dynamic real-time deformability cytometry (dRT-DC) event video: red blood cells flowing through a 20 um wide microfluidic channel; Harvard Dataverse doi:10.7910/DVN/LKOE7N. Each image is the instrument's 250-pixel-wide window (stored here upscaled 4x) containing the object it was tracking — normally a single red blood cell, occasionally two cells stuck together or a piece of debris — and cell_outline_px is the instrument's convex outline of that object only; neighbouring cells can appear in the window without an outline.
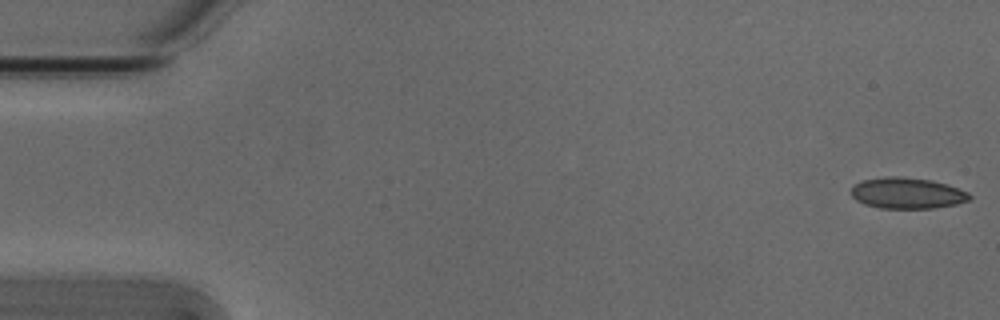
{"species": "Egyptian fruit bat (a non-hibernating species)", "species_latin": "Rousettus aegyptiacus", "temperature_condition": "cold", "stored_images_in_passage": 5, "camera_frame_rate_fps": 3000, "um_per_image_px": 0.085, "animal": {"sex": "male"}, "frame": {"image": 1, "passage_image": 1, "time_ms": 0.0, "image_size_px": [1000, 320], "cell_outline_px": [[972, 196], [968, 200], [956, 204], [932, 208], [880, 208], [864, 204], [856, 200], [848, 192], [852, 184], [860, 180], [884, 176], [904, 176], [932, 180], [968, 192]], "centroid_in_image_um": [77.01, 16.4], "position_along_channel_um": 8.0, "area_um2": 21.68}}
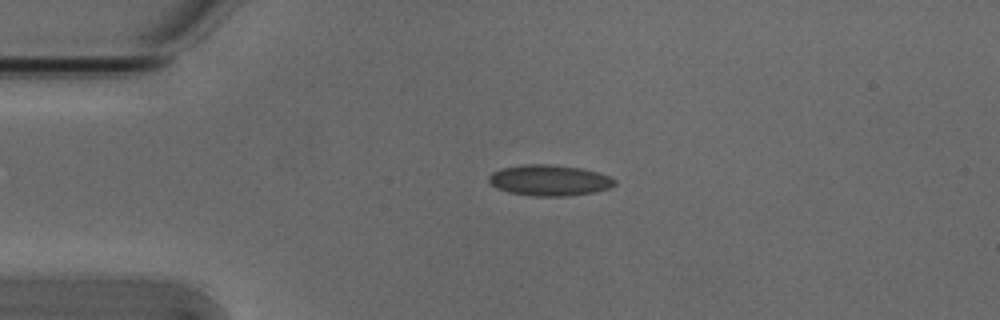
{"frame": {"image": 2, "passage_image": 4, "time_ms": 1.0, "image_size_px": [1000, 320], "cell_outline_px": [[616, 184], [608, 188], [596, 192], [564, 196], [532, 196], [508, 192], [496, 188], [488, 180], [488, 176], [492, 172], [500, 168], [524, 164], [548, 164], [580, 168], [596, 172], [608, 176], [616, 180]], "centroid_in_image_um": [46.66, 15.33], "position_along_channel_um": 38.3, "area_um2": 22.66}}